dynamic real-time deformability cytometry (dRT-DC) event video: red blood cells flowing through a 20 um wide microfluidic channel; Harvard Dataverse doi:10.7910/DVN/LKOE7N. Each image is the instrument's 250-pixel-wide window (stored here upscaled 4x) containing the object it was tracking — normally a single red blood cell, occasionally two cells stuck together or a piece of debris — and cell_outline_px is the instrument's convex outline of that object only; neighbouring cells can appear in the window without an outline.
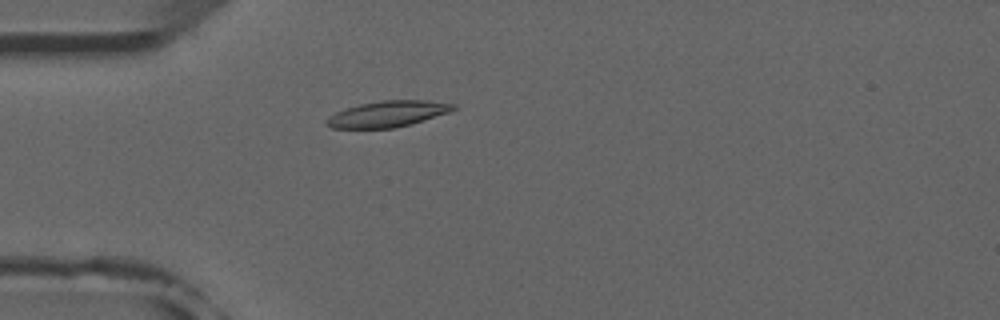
{"species": "common noctule bat (a hibernating species)", "species_latin": "Nyctalus noctula", "temperature_condition": "room temperature", "stored_images_in_passage": 4, "camera_frame_rate_fps": 3000, "um_per_image_px": 0.085, "animal": {"sex": "male", "forearm_length_mm": 52.5}, "frame": {"image": 1, "passage_image": 4, "time_ms": 3.667, "image_size_px": [1000, 320], "cell_outline_px": [[456, 108], [448, 112], [412, 124], [392, 128], [332, 128], [324, 124], [324, 120], [328, 116], [336, 112], [360, 104], [380, 100], [428, 100], [456, 104]], "centroid_in_image_um": [32.93, 9.68], "position_along_channel_um": 52.1, "area_um2": 19.25}}